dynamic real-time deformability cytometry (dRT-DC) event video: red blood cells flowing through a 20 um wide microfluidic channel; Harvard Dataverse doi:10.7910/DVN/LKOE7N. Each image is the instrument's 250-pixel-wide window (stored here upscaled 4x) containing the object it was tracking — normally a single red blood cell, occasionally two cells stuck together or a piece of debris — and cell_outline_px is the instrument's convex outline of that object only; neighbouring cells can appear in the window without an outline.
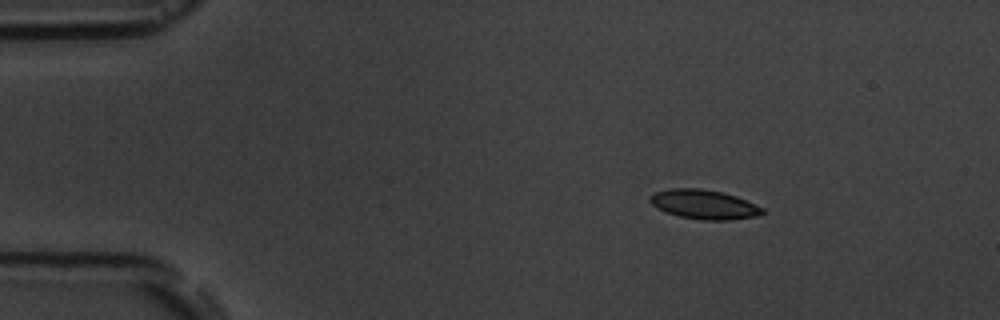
{"species": "common noctule bat (a hibernating species)", "species_latin": "Nyctalus noctula", "temperature_condition": "room temperature", "stored_images_in_passage": 4, "camera_frame_rate_fps": 3000, "um_per_image_px": 0.085, "animal": {"sex": "male", "body_mass_g": 19.5, "forearm_length_mm": 54.6}, "frame": {"image": 1, "passage_image": 2, "time_ms": 1.333, "image_size_px": [1000, 320], "cell_outline_px": [[764, 212], [756, 216], [732, 220], [700, 220], [680, 216], [656, 208], [648, 200], [648, 196], [652, 192], [672, 188], [700, 188], [724, 192], [736, 196], [756, 204], [764, 208]], "centroid_in_image_um": [59.82, 17.36], "position_along_channel_um": 25.2, "area_um2": 19.42}}